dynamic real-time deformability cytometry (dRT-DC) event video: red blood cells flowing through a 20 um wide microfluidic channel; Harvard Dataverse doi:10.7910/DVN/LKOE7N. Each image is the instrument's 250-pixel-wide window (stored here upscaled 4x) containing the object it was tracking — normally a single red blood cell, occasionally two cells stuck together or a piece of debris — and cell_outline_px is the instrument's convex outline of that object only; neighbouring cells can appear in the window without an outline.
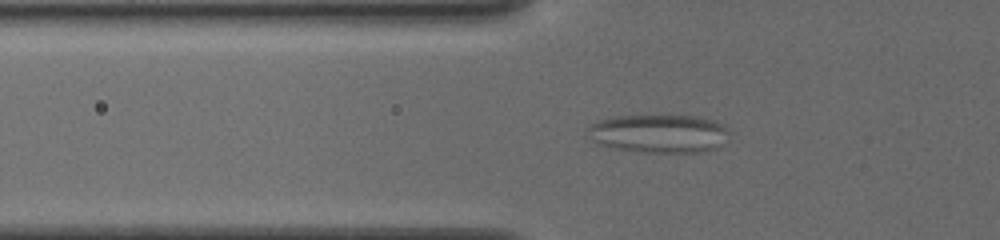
{"species": "common noctule bat (a hibernating species)", "species_latin": "Nyctalus noctula", "temperature_condition": "cold", "stored_images_in_passage": 58, "camera_frame_rate_fps": 3000, "um_per_image_px": 0.085, "animal": {"sex": "female", "body_mass_g": 19.5, "forearm_length_mm": 54.1}, "frame": {"image": 1, "passage_image": 22, "time_ms": 7.0, "image_size_px": [1000, 240], "cell_outline_px": [[728, 132], [720, 144], [716, 148], [704, 152], [640, 152], [616, 148], [596, 144], [592, 140], [588, 128], [592, 124], [600, 120], [612, 116], [700, 116], [716, 120]], "centroid_in_image_um": [55.98, 11.35], "position_along_channel_um": 69.8, "area_um2": 31.33}}
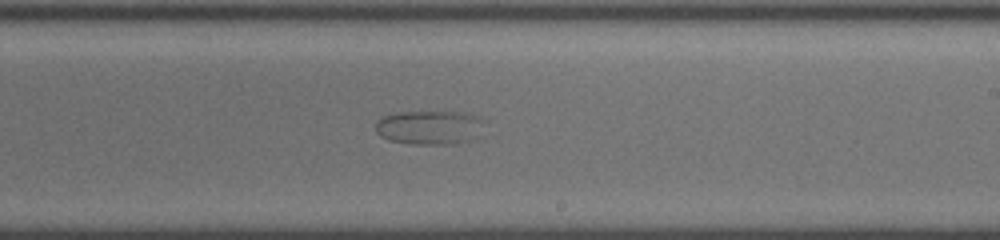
{"frame": {"image": 2, "passage_image": 37, "time_ms": 12.0, "image_size_px": [1000, 240], "cell_outline_px": [[488, 120], [484, 136], [472, 140], [456, 144], [412, 144], [388, 140], [380, 136], [376, 132], [376, 120], [384, 116], [400, 112], [464, 112], [480, 116]], "centroid_in_image_um": [36.67, 10.84], "position_along_channel_um": 252.3, "area_um2": 22.54}}
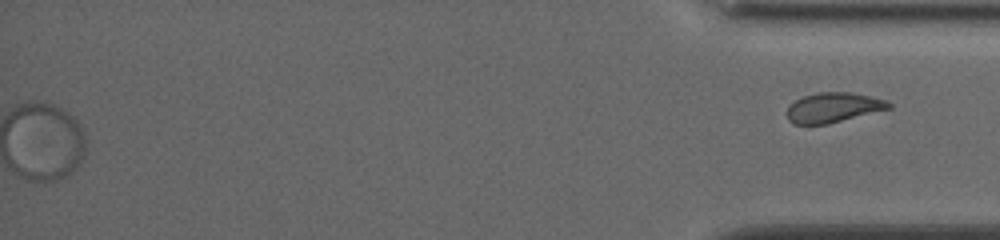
{"frame": {"image": 3, "passage_image": 58, "time_ms": 19.0, "image_size_px": [1000, 240], "cell_outline_px": [[892, 108], [828, 124], [792, 124], [788, 120], [788, 108], [796, 100], [804, 96], [816, 92], [852, 92], [888, 100], [892, 104]], "centroid_in_image_um": [70.88, 9.13], "position_along_channel_um": 364.3, "area_um2": 17.74}}